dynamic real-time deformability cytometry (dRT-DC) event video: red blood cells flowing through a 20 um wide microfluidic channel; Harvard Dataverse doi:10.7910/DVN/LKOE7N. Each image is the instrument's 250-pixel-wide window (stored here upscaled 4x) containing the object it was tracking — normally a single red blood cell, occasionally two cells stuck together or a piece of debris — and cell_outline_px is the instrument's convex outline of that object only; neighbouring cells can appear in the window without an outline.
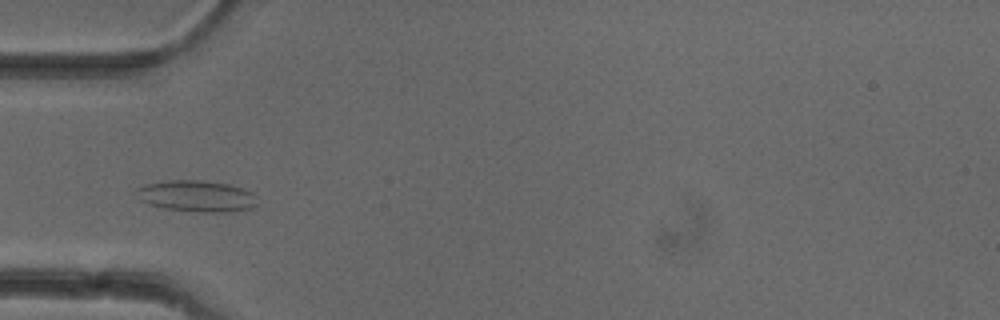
{"species": "common noctule bat (a hibernating species)", "species_latin": "Nyctalus noctula", "temperature_condition": "cold", "stored_images_in_passage": 47, "camera_frame_rate_fps": 3000, "um_per_image_px": 0.085, "animal": {"sex": "female"}, "frame": {"image": 1, "passage_image": 12, "time_ms": 3.667, "image_size_px": [1000, 320], "cell_outline_px": [[256, 204], [252, 208], [224, 212], [200, 212], [164, 208], [148, 204], [140, 200], [132, 192], [136, 188], [144, 184], [172, 180], [204, 180], [228, 184], [252, 192], [256, 196]], "centroid_in_image_um": [16.65, 16.66], "position_along_channel_um": 68.3, "area_um2": 22.2}}
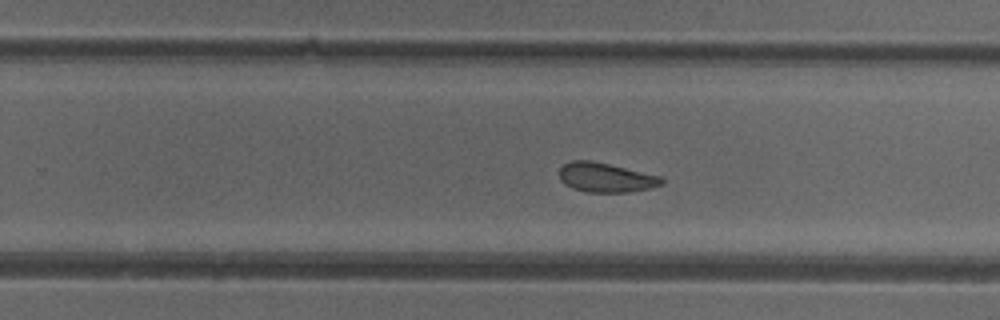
{"frame": {"image": 2, "passage_image": 28, "time_ms": 9.0, "image_size_px": [1000, 320], "cell_outline_px": [[664, 184], [652, 188], [632, 192], [584, 192], [572, 188], [564, 184], [560, 180], [560, 168], [564, 164], [572, 160], [592, 160], [660, 176], [664, 180]], "centroid_in_image_um": [51.49, 15.1], "position_along_channel_um": 278.3, "area_um2": 17.69}}
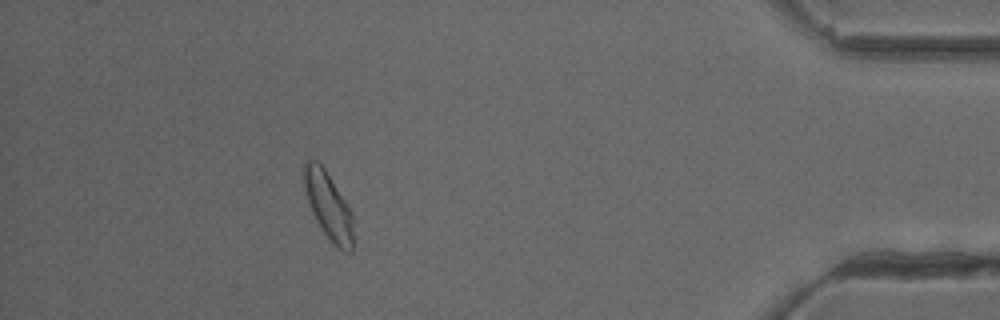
{"frame": {"image": 3, "passage_image": 42, "time_ms": 13.667, "image_size_px": [1000, 320], "cell_outline_px": [[352, 252], [344, 252], [336, 248], [332, 244], [316, 220], [312, 212], [304, 188], [300, 172], [304, 160], [316, 160], [324, 168], [352, 212]], "centroid_in_image_um": [27.86, 17.46], "position_along_channel_um": 407.3, "area_um2": 19.36}, "authors_computed_cell_mechanics": {"area_um2": 18.9584, "velocity_mm_per_s": 3.9348, "shape_relaxation_time_tau1_ms": null, "shape_relaxation_time_tau2_ms": 4.4677, "deformation_change_tau1": null, "deformation_change_tau2": 0.1018}}